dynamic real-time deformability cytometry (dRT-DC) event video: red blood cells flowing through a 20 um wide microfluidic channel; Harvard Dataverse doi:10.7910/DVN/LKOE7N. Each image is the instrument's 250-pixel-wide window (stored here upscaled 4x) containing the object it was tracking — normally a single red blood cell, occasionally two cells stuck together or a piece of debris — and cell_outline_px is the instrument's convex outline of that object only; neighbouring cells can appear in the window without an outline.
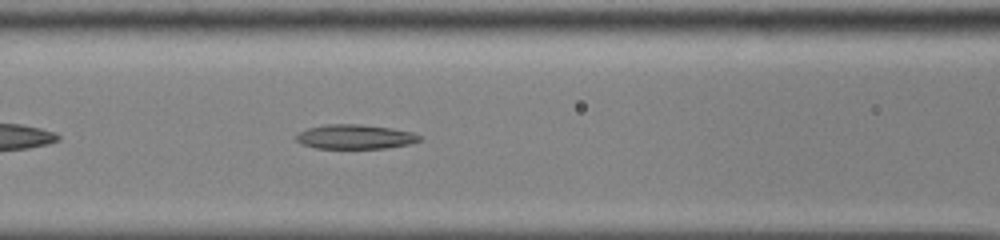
{"species": "common noctule bat (a hibernating species)", "species_latin": "Nyctalus noctula", "temperature_condition": "cold", "stored_images_in_passage": 38, "camera_frame_rate_fps": 3000, "um_per_image_px": 0.085, "animal": {"sex": "male", "body_mass_g": 13.0, "forearm_length_mm": 53.1}, "frame": {"image": 1, "passage_image": 8, "time_ms": 2.333, "image_size_px": [1000, 240], "cell_outline_px": [[420, 140], [408, 144], [384, 148], [316, 148], [300, 144], [296, 140], [296, 132], [308, 128], [328, 124], [360, 124], [392, 128], [412, 132], [420, 136]], "centroid_in_image_um": [30.12, 11.62], "position_along_channel_um": 136.5, "area_um2": 17.51}}
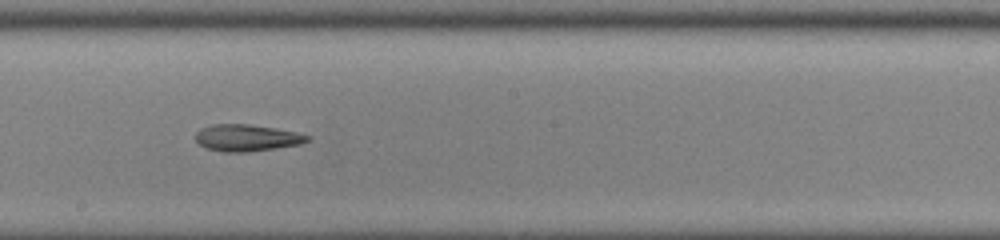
{"frame": {"image": 2, "passage_image": 15, "time_ms": 4.667, "image_size_px": [1000, 240], "cell_outline_px": [[308, 140], [300, 144], [248, 152], [224, 152], [208, 148], [200, 144], [196, 140], [196, 132], [200, 128], [212, 124], [248, 124], [276, 128], [296, 132], [308, 136]], "centroid_in_image_um": [20.94, 11.7], "position_along_channel_um": 227.3, "area_um2": 17.22}}
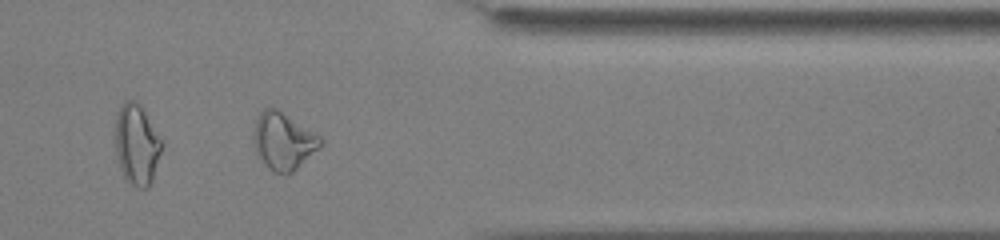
{"frame": {"image": 3, "passage_image": 28, "time_ms": 9.0, "image_size_px": [1000, 240], "cell_outline_px": [[324, 144], [320, 148], [288, 176], [272, 172], [264, 164], [256, 152], [252, 136], [256, 120], [260, 112], [264, 108], [276, 108], [316, 132], [324, 140]], "centroid_in_image_um": [24.11, 12.01], "position_along_channel_um": 387.3, "area_um2": 22.66}, "authors_computed_cell_mechanics": {"area_um2": 18.6694, "velocity_mm_per_s": 3.8911, "shape_relaxation_time_tau1_ms": 10.092, "shape_relaxation_time_tau2_ms": 10.5561, "deformation_change_tau1": 0.217, "deformation_change_tau2": 0.2288}}